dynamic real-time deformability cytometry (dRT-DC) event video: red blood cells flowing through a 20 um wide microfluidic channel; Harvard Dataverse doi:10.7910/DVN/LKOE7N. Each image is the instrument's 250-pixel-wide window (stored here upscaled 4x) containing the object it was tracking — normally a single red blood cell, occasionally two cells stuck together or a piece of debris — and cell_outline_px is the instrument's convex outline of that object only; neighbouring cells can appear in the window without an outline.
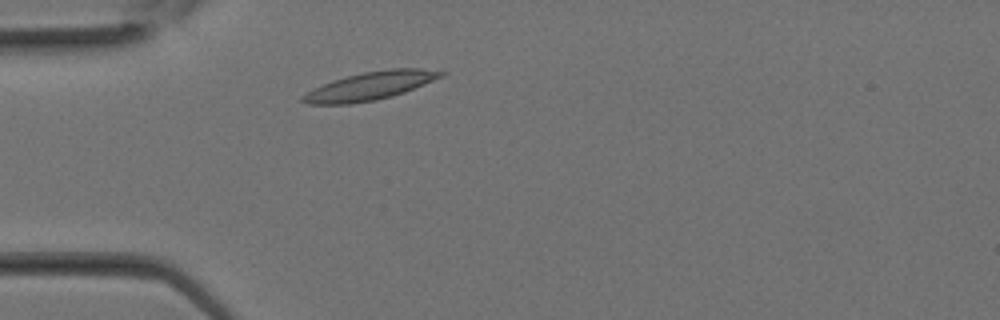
{"species": "Egyptian fruit bat (a non-hibernating species)", "species_latin": "Rousettus aegyptiacus", "temperature_condition": "room temperature", "stored_images_in_passage": 12, "camera_frame_rate_fps": 3000, "um_per_image_px": 0.085, "animal": {"sex": "female"}, "frame": {"image": 1, "passage_image": 4, "time_ms": 1.0, "image_size_px": [1000, 320], "cell_outline_px": [[448, 72], [444, 76], [404, 92], [392, 96], [376, 100], [348, 104], [308, 104], [300, 100], [300, 96], [312, 88], [332, 80], [364, 72], [388, 68], [420, 68]], "centroid_in_image_um": [31.44, 7.3], "position_along_channel_um": 53.6, "area_um2": 22.77}}
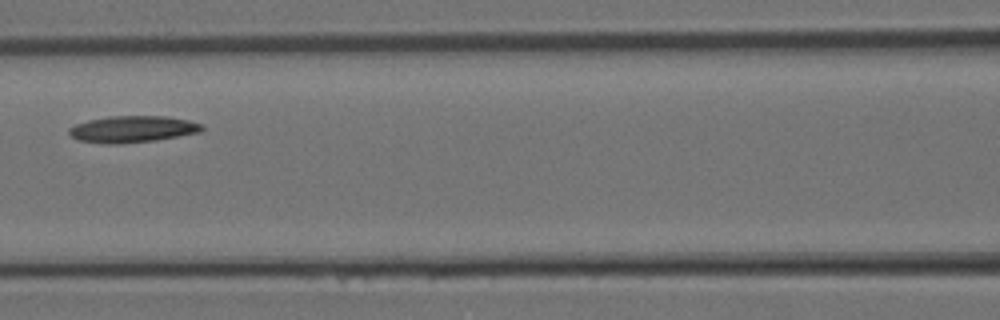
{"frame": {"image": 2, "passage_image": 9, "time_ms": 2.667, "image_size_px": [1000, 320], "cell_outline_px": [[204, 128], [200, 132], [156, 140], [120, 144], [108, 144], [76, 140], [68, 132], [68, 128], [76, 124], [88, 120], [108, 116], [168, 116], [188, 120], [200, 124]], "centroid_in_image_um": [11.23, 10.98], "position_along_channel_um": 155.4, "area_um2": 20.63}}
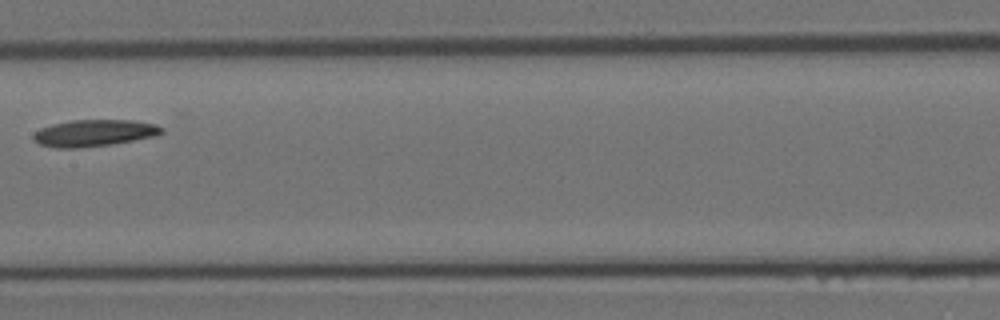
{"frame": {"image": 3, "passage_image": 11, "time_ms": 3.333, "image_size_px": [1000, 320], "cell_outline_px": [[164, 132], [156, 136], [112, 144], [76, 148], [56, 148], [40, 144], [32, 136], [40, 128], [52, 124], [72, 120], [132, 120], [156, 124], [164, 128]], "centroid_in_image_um": [8.04, 11.3], "position_along_channel_um": 199.4, "area_um2": 19.94}}